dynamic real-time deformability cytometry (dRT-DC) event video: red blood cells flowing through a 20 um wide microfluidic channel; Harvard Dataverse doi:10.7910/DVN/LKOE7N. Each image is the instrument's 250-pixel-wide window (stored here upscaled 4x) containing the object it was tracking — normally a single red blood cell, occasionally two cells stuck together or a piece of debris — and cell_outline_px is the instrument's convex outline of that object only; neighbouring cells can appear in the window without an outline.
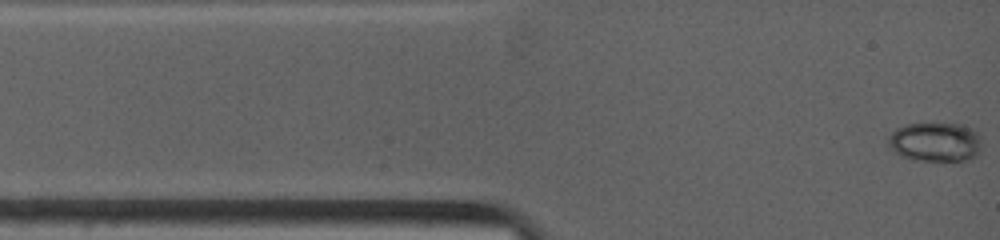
{"species": "common noctule bat (a hibernating species)", "species_latin": "Nyctalus noctula", "temperature_condition": "warm", "stored_images_in_passage": 23, "camera_frame_rate_fps": 4500, "um_per_image_px": 0.085, "animal": {"sex": "female", "body_mass_g": 19.0, "forearm_length_mm": 53.3}, "frame": {"image": 1, "passage_image": 1, "time_ms": 0.0, "image_size_px": [1000, 240], "cell_outline_px": [[980, 148], [972, 156], [964, 160], [916, 160], [900, 156], [888, 144], [888, 136], [896, 128], [904, 124], [960, 124], [972, 128], [980, 136]], "centroid_in_image_um": [79.46, 12.05], "position_along_channel_um": 5.5, "area_um2": 21.04}}
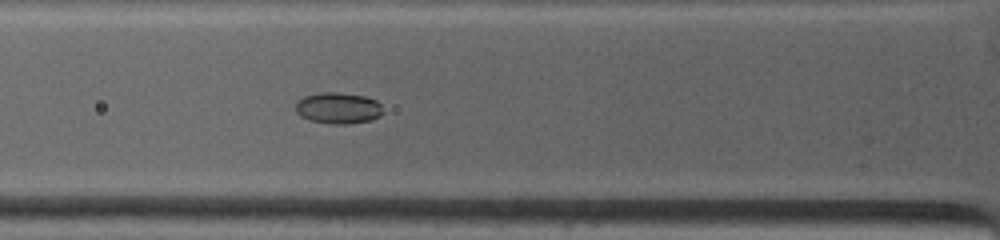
{"frame": {"image": 2, "passage_image": 11, "time_ms": 3.556, "image_size_px": [1000, 240], "cell_outline_px": [[384, 112], [380, 116], [372, 120], [348, 124], [332, 124], [308, 120], [300, 116], [296, 112], [296, 104], [304, 96], [320, 92], [336, 92], [364, 96], [376, 100], [380, 104]], "centroid_in_image_um": [28.76, 9.19], "position_along_channel_um": 97.0, "area_um2": 16.01}}
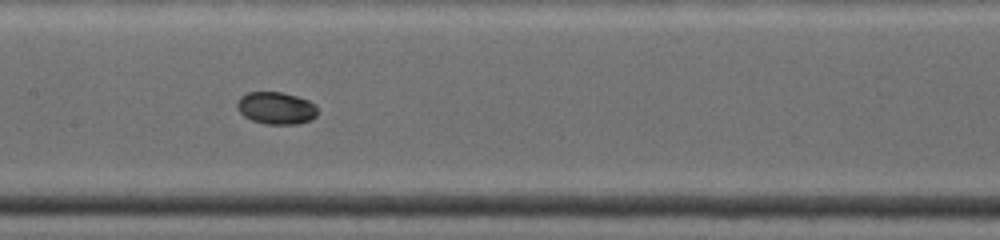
{"frame": {"image": 3, "passage_image": 22, "time_ms": 5.778, "image_size_px": [1000, 240], "cell_outline_px": [[316, 116], [312, 120], [296, 124], [264, 124], [252, 120], [244, 116], [236, 108], [236, 100], [240, 96], [248, 92], [280, 92], [296, 96], [308, 100], [316, 104]], "centroid_in_image_um": [23.44, 9.19], "position_along_channel_um": 184.0, "area_um2": 15.26}}